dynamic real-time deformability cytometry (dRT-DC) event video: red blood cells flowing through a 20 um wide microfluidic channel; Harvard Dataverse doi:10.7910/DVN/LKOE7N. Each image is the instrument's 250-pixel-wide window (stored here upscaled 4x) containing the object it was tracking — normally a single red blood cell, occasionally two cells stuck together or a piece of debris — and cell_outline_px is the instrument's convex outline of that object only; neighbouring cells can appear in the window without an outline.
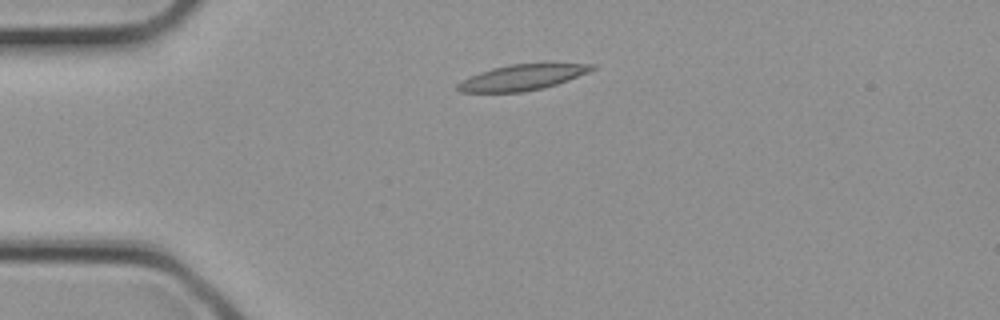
{"species": "common noctule bat (a hibernating species)", "species_latin": "Nyctalus noctula", "temperature_condition": "cold", "stored_images_in_passage": 5, "camera_frame_rate_fps": 3000, "um_per_image_px": 0.085, "animal": {"sex": "female", "body_mass_g": 21.9}, "frame": {"image": 1, "passage_image": 1, "time_ms": 0.0, "image_size_px": [1000, 320], "cell_outline_px": [[596, 68], [588, 72], [568, 80], [544, 88], [524, 92], [460, 92], [456, 88], [456, 84], [480, 72], [492, 68], [512, 64], [596, 64]], "centroid_in_image_um": [44.38, 6.59], "position_along_channel_um": 40.6, "area_um2": 19.77}}
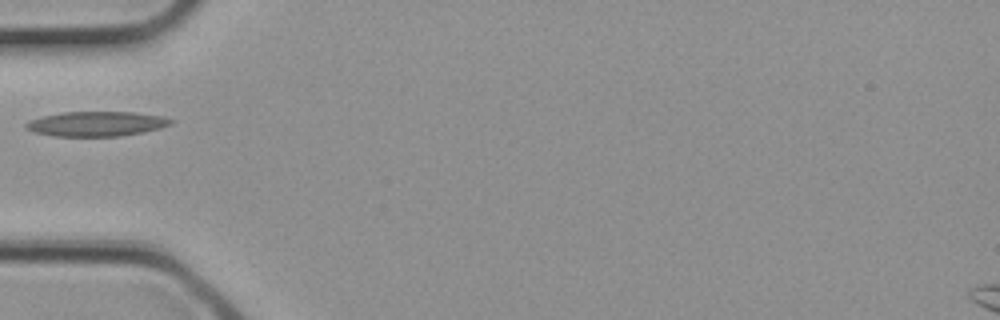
{"frame": {"image": 2, "passage_image": 4, "time_ms": 1.0, "image_size_px": [1000, 320], "cell_outline_px": [[176, 120], [172, 124], [160, 128], [120, 136], [52, 136], [36, 132], [24, 128], [24, 124], [28, 120], [44, 116], [64, 112], [132, 112], [160, 116]], "centroid_in_image_um": [8.18, 10.52], "position_along_channel_um": 76.8, "area_um2": 20.81}}